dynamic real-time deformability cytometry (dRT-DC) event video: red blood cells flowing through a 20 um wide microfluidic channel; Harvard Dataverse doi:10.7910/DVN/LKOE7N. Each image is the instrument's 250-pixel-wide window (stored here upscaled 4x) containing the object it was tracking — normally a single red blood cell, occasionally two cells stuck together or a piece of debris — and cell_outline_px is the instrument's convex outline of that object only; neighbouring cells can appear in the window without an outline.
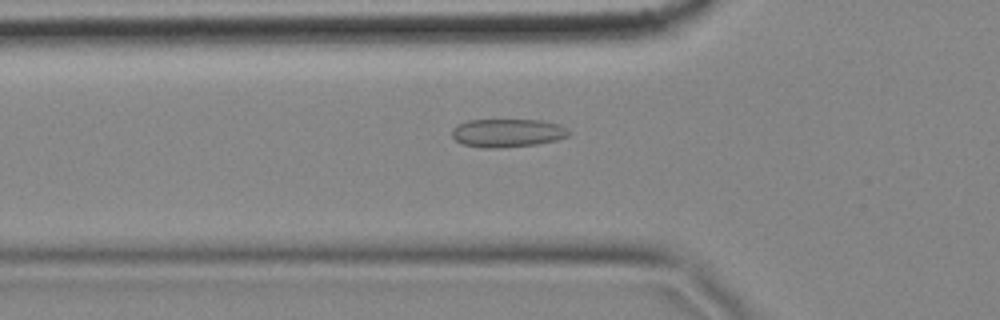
{"species": "common noctule bat (a hibernating species)", "species_latin": "Nyctalus noctula", "temperature_condition": "cold", "stored_images_in_passage": 57, "camera_frame_rate_fps": 3000, "um_per_image_px": 0.085, "animal": {"sex": "female", "body_mass_g": 18.4}, "frame": {"image": 1, "passage_image": 19, "time_ms": 6.0, "image_size_px": [1000, 320], "cell_outline_px": [[572, 132], [568, 136], [556, 140], [536, 144], [492, 148], [484, 148], [464, 144], [456, 140], [452, 136], [452, 128], [456, 124], [468, 120], [540, 120], [560, 124], [568, 128]], "centroid_in_image_um": [43.15, 11.28], "position_along_channel_um": 82.7, "area_um2": 19.31}}
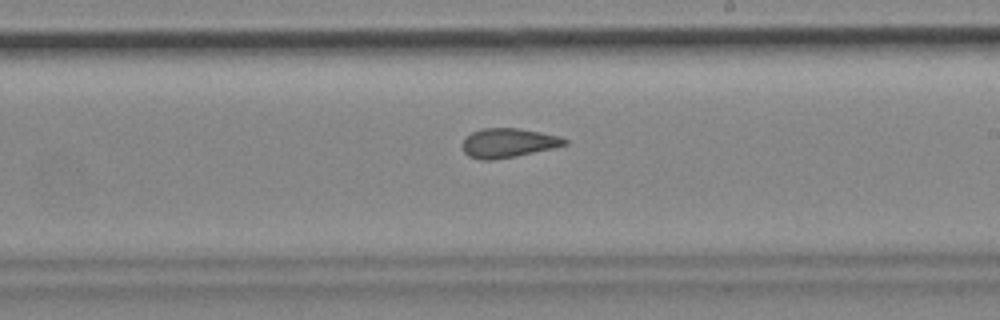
{"frame": {"image": 2, "passage_image": 33, "time_ms": 10.667, "image_size_px": [1000, 320], "cell_outline_px": [[568, 144], [552, 148], [516, 156], [492, 160], [480, 160], [468, 156], [464, 152], [464, 140], [472, 132], [484, 128], [520, 128], [560, 136], [568, 140]], "centroid_in_image_um": [43.22, 12.15], "position_along_channel_um": 245.8, "area_um2": 17.28}}
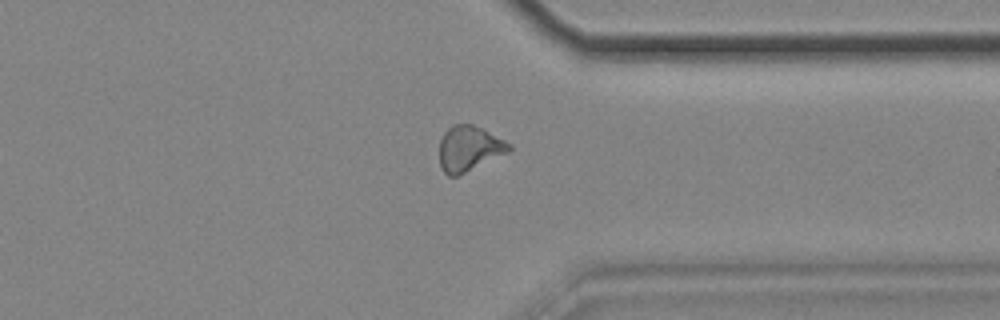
{"frame": {"image": 3, "passage_image": 44, "time_ms": 14.333, "image_size_px": [1000, 320], "cell_outline_px": [[512, 148], [508, 152], [456, 176], [448, 176], [440, 168], [440, 140], [444, 132], [452, 124], [472, 124], [512, 144]], "centroid_in_image_um": [39.85, 12.62], "position_along_channel_um": 371.6, "area_um2": 18.09}, "authors_computed_cell_mechanics": {"area_um2": 18.4382, "velocity_mm_per_s": 3.4966, "shape_relaxation_time_tau1_ms": null, "shape_relaxation_time_tau2_ms": 1.9899, "deformation_change_tau1": null, "deformation_change_tau2": 0.0985}}